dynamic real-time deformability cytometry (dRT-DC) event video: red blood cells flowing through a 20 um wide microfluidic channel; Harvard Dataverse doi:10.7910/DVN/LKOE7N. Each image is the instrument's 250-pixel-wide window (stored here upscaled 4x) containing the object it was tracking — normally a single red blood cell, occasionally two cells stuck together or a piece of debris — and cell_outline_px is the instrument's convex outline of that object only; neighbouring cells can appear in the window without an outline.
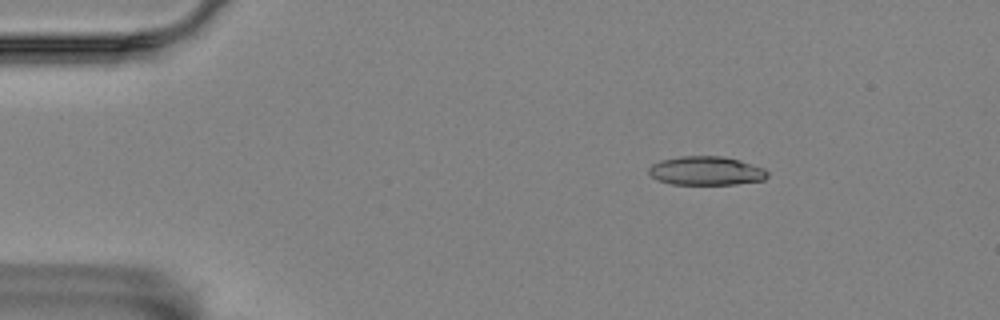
{"species": "Egyptian fruit bat (a non-hibernating species)", "species_latin": "Rousettus aegyptiacus", "temperature_condition": "room temperature", "stored_images_in_passage": 49, "camera_frame_rate_fps": 3000, "um_per_image_px": 0.085, "animal": {"sex": "female"}, "frame": {"image": 1, "passage_image": 1, "time_ms": 0.0, "image_size_px": [1000, 320], "cell_outline_px": [[768, 176], [764, 180], [736, 184], [672, 184], [656, 180], [648, 172], [648, 168], [652, 164], [660, 160], [680, 156], [724, 156], [740, 160], [764, 168], [768, 172]], "centroid_in_image_um": [60.02, 14.51], "position_along_channel_um": 25.0, "area_um2": 20.06}}
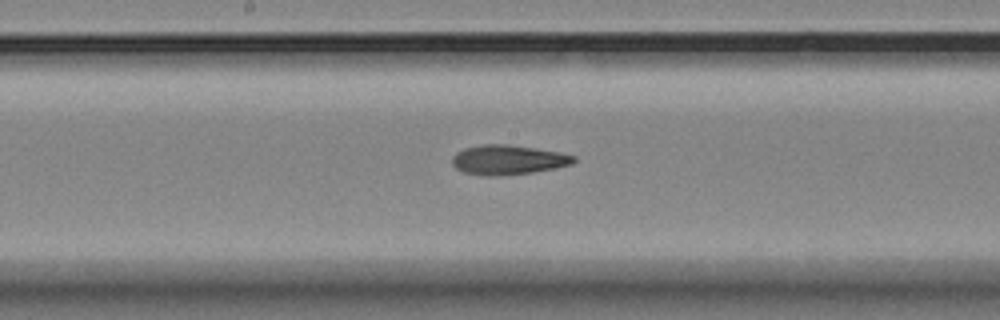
{"frame": {"image": 2, "passage_image": 22, "time_ms": 7.0, "image_size_px": [1000, 320], "cell_outline_px": [[576, 160], [572, 164], [532, 172], [500, 176], [484, 176], [464, 172], [456, 168], [452, 164], [452, 156], [456, 152], [464, 148], [484, 144], [508, 144], [556, 152], [576, 156]], "centroid_in_image_um": [43.13, 13.59], "position_along_channel_um": 205.1, "area_um2": 20.81}}
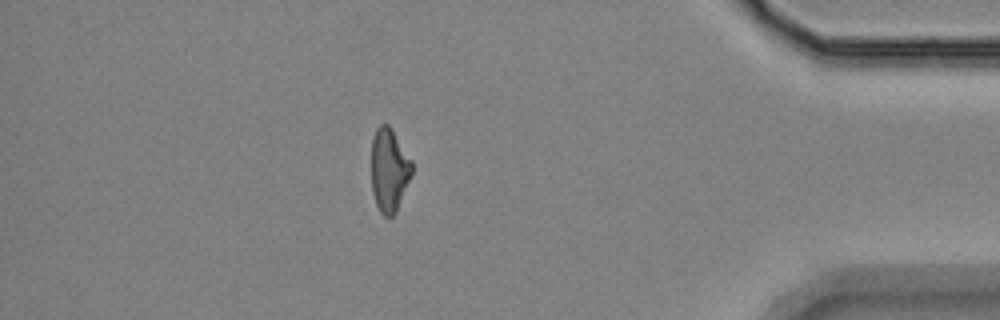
{"frame": {"image": 3, "passage_image": 42, "time_ms": 13.667, "image_size_px": [1000, 320], "cell_outline_px": [[412, 176], [396, 212], [388, 220], [380, 212], [376, 204], [372, 192], [372, 136], [376, 128], [380, 124], [388, 124], [412, 160]], "centroid_in_image_um": [33.08, 14.48], "position_along_channel_um": 402.1, "area_um2": 19.88}, "authors_computed_cell_mechanics": {"area_um2": 20.519, "velocity_mm_per_s": 3.5315, "shape_relaxation_time_tau1_ms": null, "shape_relaxation_time_tau2_ms": 3.0813, "deformation_change_tau1": null, "deformation_change_tau2": 0.1174}}